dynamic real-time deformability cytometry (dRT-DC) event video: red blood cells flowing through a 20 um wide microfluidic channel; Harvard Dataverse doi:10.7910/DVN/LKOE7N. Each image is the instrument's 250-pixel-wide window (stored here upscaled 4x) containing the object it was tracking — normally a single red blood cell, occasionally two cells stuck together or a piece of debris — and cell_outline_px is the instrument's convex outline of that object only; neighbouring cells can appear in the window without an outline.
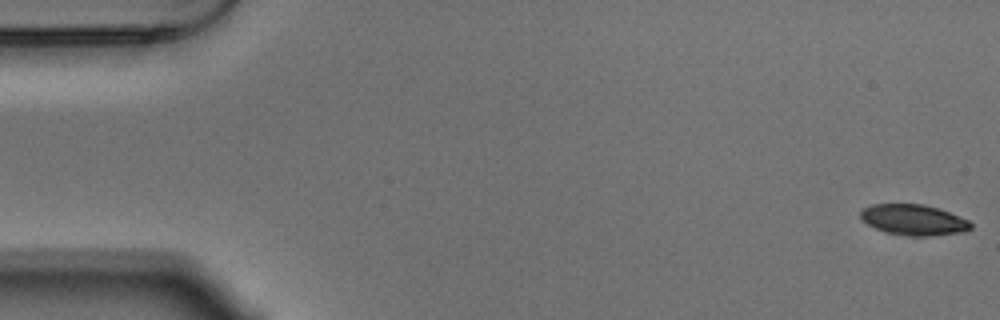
{"species": "Egyptian fruit bat (a non-hibernating species)", "species_latin": "Rousettus aegyptiacus", "temperature_condition": "warm", "stored_images_in_passage": 54, "camera_frame_rate_fps": 3000, "um_per_image_px": 0.085, "animal": {"sex": "male"}, "frame": {"image": 1, "passage_image": 1, "time_ms": 0.0, "image_size_px": [1000, 320], "cell_outline_px": [[972, 228], [964, 232], [928, 236], [908, 236], [888, 232], [876, 228], [860, 220], [860, 212], [864, 208], [872, 204], [924, 204], [940, 208], [968, 220], [972, 224]], "centroid_in_image_um": [77.67, 18.68], "position_along_channel_um": 7.3, "area_um2": 19.77}}
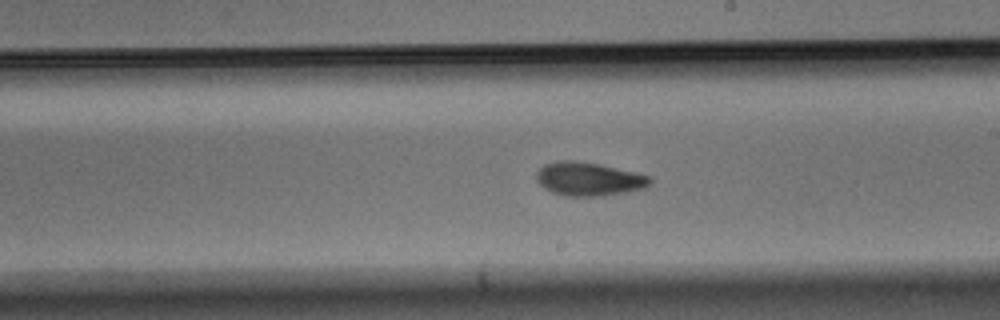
{"frame": {"image": 2, "passage_image": 31, "time_ms": 10.0, "image_size_px": [1000, 320], "cell_outline_px": [[652, 184], [644, 188], [628, 192], [604, 196], [564, 196], [552, 192], [544, 188], [536, 180], [536, 172], [544, 164], [556, 160], [572, 160], [600, 164], [636, 172], [652, 176]], "centroid_in_image_um": [50.07, 15.21], "position_along_channel_um": 238.9, "area_um2": 22.6}}
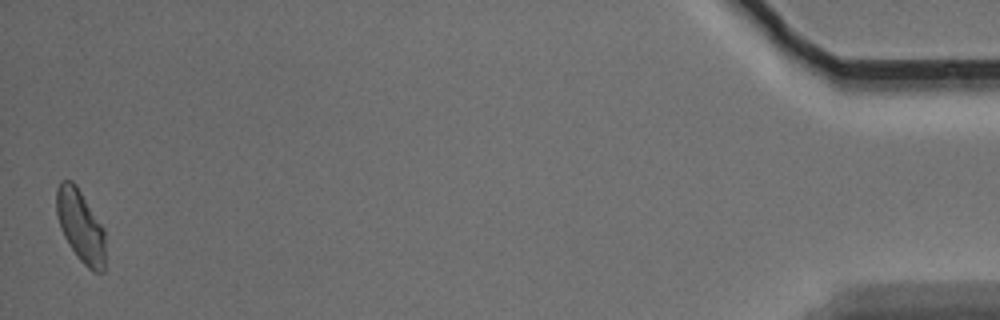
{"frame": {"image": 3, "passage_image": 54, "time_ms": 17.667, "image_size_px": [1000, 320], "cell_outline_px": [[104, 272], [92, 272], [76, 256], [68, 244], [60, 228], [56, 212], [56, 188], [60, 180], [72, 180], [76, 184], [104, 228]], "centroid_in_image_um": [6.83, 19.19], "position_along_channel_um": 428.4, "area_um2": 20.69}, "authors_computed_cell_mechanics": {"area_um2": 20.9236, "velocity_mm_per_s": 3.7006, "shape_relaxation_time_tau1_ms": 5.5984, "shape_relaxation_time_tau2_ms": 3.3071, "deformation_change_tau1": 0.1548, "deformation_change_tau2": 0.0809}}